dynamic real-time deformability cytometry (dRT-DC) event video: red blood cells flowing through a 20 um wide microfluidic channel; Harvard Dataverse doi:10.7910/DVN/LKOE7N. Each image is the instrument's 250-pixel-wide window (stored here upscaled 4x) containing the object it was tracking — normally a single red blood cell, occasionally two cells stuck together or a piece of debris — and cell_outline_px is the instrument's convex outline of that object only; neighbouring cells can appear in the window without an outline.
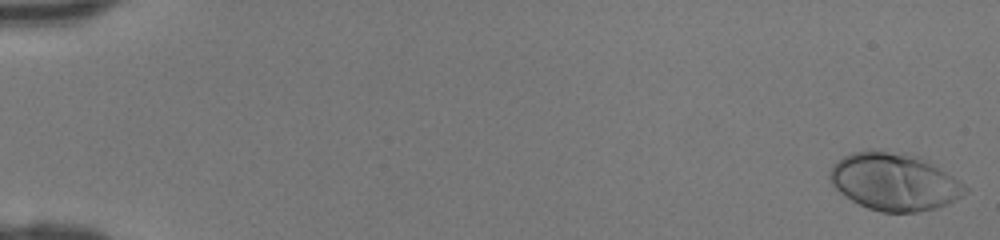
{"species": "human", "species_latin": "Homo sapiens", "temperature_condition": "room temperature", "stored_images_in_passage": 46, "camera_frame_rate_fps": 3000, "um_per_image_px": 0.085, "donor": {"sex": "female"}, "frame": {"image": 1, "passage_image": 1, "time_ms": 0.0, "image_size_px": [1000, 240], "cell_outline_px": [[968, 192], [944, 204], [932, 208], [916, 212], [880, 212], [868, 208], [852, 200], [840, 192], [828, 180], [828, 172], [832, 164], [844, 156], [852, 152], [868, 148], [920, 156], [960, 180], [968, 188]], "centroid_in_image_um": [75.96, 15.42], "position_along_channel_um": 9.0, "area_um2": 45.26}}
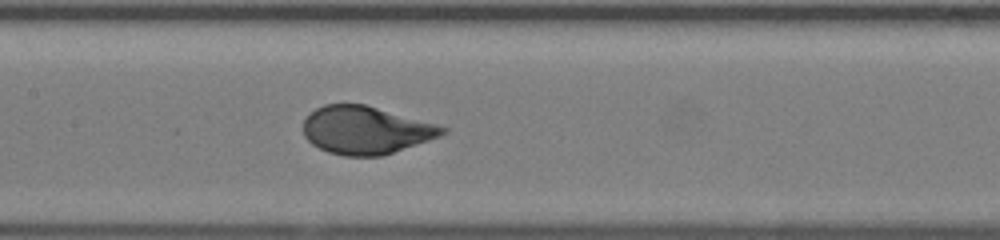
{"frame": {"image": 2, "passage_image": 24, "time_ms": 7.667, "image_size_px": [1000, 240], "cell_outline_px": [[448, 132], [440, 136], [380, 156], [344, 156], [328, 152], [312, 144], [304, 136], [304, 120], [316, 108], [324, 104], [364, 104], [436, 124], [448, 128]], "centroid_in_image_um": [31.07, 11.06], "position_along_channel_um": 176.3, "area_um2": 38.32}}
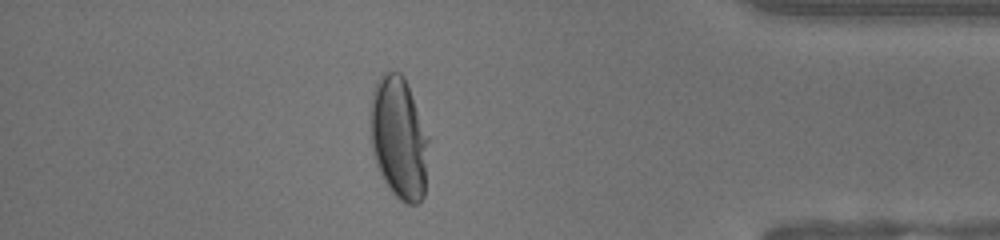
{"frame": {"image": 3, "passage_image": 41, "time_ms": 13.333, "image_size_px": [1000, 240], "cell_outline_px": [[428, 140], [424, 196], [416, 204], [408, 204], [400, 200], [392, 192], [384, 180], [380, 172], [372, 148], [372, 92], [376, 80], [384, 72], [400, 72], [404, 76], [408, 84], [428, 136]], "centroid_in_image_um": [33.92, 11.71], "position_along_channel_um": 401.3, "area_um2": 40.75}}